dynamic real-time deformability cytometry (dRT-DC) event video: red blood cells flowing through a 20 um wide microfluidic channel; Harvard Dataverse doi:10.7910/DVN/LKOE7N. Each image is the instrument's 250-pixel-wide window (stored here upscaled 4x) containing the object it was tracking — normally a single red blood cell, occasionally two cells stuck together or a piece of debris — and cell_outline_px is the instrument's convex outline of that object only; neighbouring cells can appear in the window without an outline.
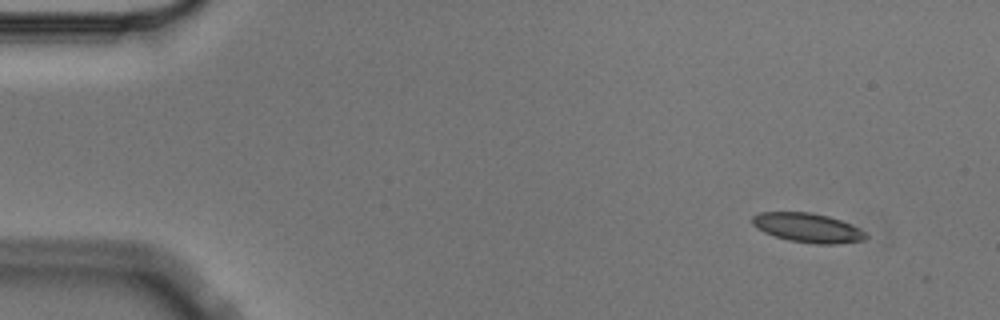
{"species": "Egyptian fruit bat (a non-hibernating species)", "species_latin": "Rousettus aegyptiacus", "temperature_condition": "cold", "stored_images_in_passage": 5, "camera_frame_rate_fps": 3000, "um_per_image_px": 0.085, "animal": {"sex": "male"}, "frame": {"image": 1, "passage_image": 1, "time_ms": 0.0, "image_size_px": [1000, 320], "cell_outline_px": [[868, 236], [864, 240], [836, 244], [816, 244], [788, 240], [764, 232], [756, 228], [752, 224], [752, 216], [760, 212], [812, 212], [828, 216], [852, 224], [860, 228]], "centroid_in_image_um": [68.66, 19.35], "position_along_channel_um": 16.3, "area_um2": 19.42}}
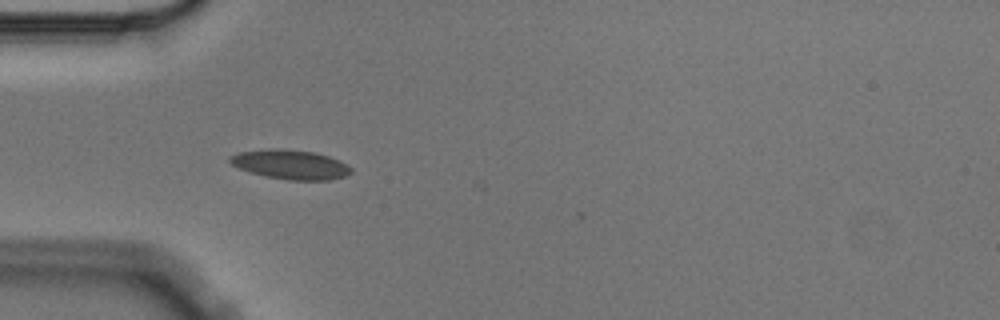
{"frame": {"image": 2, "passage_image": 4, "time_ms": 1.0, "image_size_px": [1000, 320], "cell_outline_px": [[352, 172], [344, 176], [328, 180], [288, 180], [264, 176], [240, 168], [232, 164], [228, 160], [228, 156], [240, 152], [268, 148], [280, 148], [312, 152], [328, 156], [348, 164], [352, 168]], "centroid_in_image_um": [24.68, 13.98], "position_along_channel_um": 60.3, "area_um2": 20.69}}